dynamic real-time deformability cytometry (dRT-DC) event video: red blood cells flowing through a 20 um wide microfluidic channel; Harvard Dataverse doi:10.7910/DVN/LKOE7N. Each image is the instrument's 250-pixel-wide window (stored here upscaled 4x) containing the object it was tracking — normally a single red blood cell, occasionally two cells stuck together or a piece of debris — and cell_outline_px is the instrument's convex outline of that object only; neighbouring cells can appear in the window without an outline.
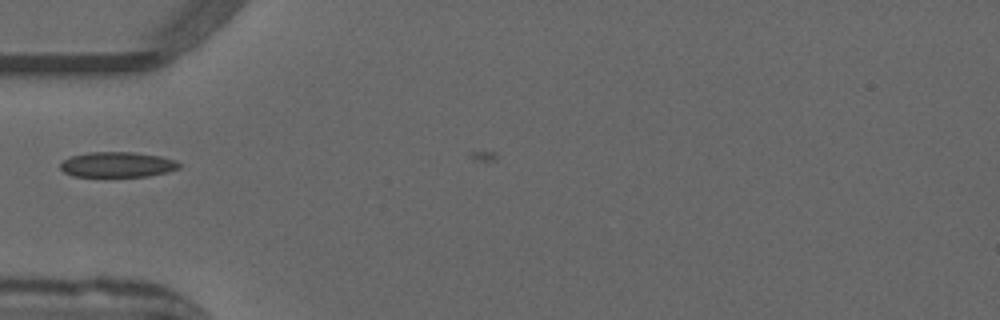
{"species": "common noctule bat (a hibernating species)", "species_latin": "Nyctalus noctula", "temperature_condition": "warm", "stored_images_in_passage": 3, "camera_frame_rate_fps": 3000, "um_per_image_px": 0.085, "animal": {"sex": "male", "forearm_length_mm": 52.5}, "frame": {"image": 1, "passage_image": 2, "time_ms": 0.333, "image_size_px": [1000, 320], "cell_outline_px": [[184, 164], [180, 168], [168, 172], [148, 176], [72, 176], [64, 172], [60, 168], [60, 164], [64, 160], [72, 156], [88, 152], [136, 152], [160, 156], [176, 160]], "centroid_in_image_um": [10.04, 13.98], "position_along_channel_um": 75.0, "area_um2": 17.63}}